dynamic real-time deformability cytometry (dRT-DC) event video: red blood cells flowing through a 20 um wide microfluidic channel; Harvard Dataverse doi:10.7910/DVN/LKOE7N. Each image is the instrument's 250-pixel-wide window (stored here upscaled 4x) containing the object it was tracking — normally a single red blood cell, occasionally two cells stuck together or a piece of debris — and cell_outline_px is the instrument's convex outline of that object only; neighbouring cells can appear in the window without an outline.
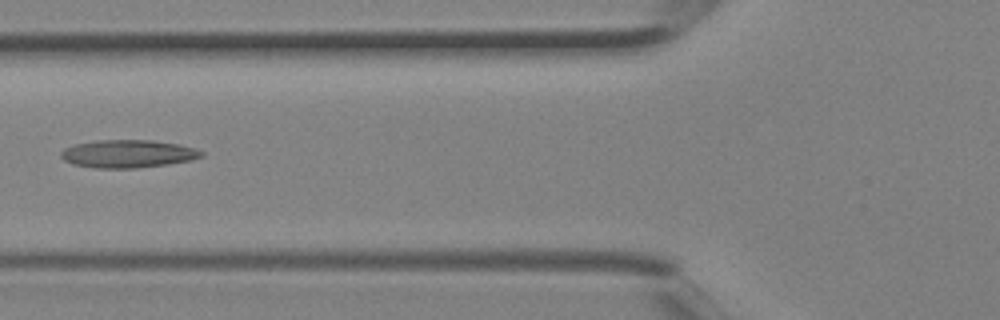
{"species": "Egyptian fruit bat (a non-hibernating species)", "species_latin": "Rousettus aegyptiacus", "temperature_condition": "room temperature", "stored_images_in_passage": 3, "camera_frame_rate_fps": 3000, "um_per_image_px": 0.085, "animal": {"sex": "female"}, "frame": {"image": 1, "passage_image": 3, "time_ms": 0.667, "image_size_px": [1000, 320], "cell_outline_px": [[204, 156], [192, 160], [136, 168], [96, 168], [72, 164], [64, 160], [60, 156], [60, 152], [64, 148], [76, 144], [96, 140], [152, 140], [180, 144], [196, 148], [204, 152]], "centroid_in_image_um": [10.88, 13.06], "position_along_channel_um": 114.9, "area_um2": 22.89}}